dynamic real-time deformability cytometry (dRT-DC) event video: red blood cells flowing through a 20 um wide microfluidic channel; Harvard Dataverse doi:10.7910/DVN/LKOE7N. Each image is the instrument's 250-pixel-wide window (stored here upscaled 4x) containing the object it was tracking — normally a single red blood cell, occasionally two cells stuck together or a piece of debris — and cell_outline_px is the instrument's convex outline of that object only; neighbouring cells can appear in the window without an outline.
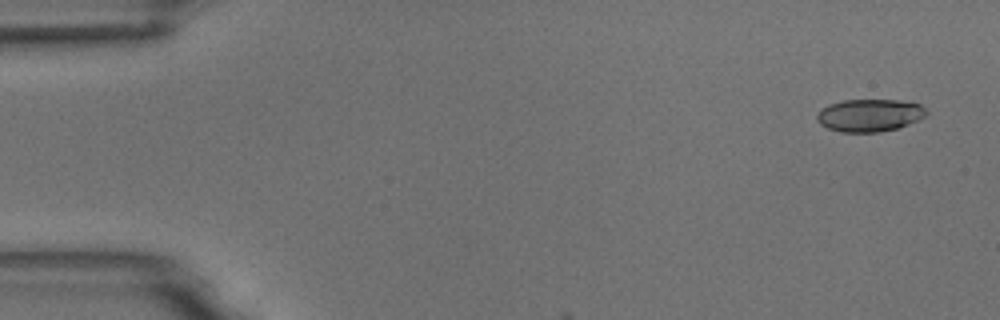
{"species": "common noctule bat (a hibernating species)", "species_latin": "Nyctalus noctula", "temperature_condition": "room temperature", "stored_images_in_passage": 2, "camera_frame_rate_fps": 3000, "um_per_image_px": 0.085, "animal": {"sex": "male", "body_mass_g": 18.8}, "frame": {"image": 1, "passage_image": 1, "time_ms": 0.0, "image_size_px": [1000, 320], "cell_outline_px": [[928, 112], [924, 116], [908, 124], [896, 128], [880, 132], [840, 132], [828, 128], [820, 124], [816, 116], [820, 108], [828, 104], [844, 100], [896, 100], [920, 104]], "centroid_in_image_um": [73.87, 9.79], "position_along_channel_um": 11.1, "area_um2": 20.63}}